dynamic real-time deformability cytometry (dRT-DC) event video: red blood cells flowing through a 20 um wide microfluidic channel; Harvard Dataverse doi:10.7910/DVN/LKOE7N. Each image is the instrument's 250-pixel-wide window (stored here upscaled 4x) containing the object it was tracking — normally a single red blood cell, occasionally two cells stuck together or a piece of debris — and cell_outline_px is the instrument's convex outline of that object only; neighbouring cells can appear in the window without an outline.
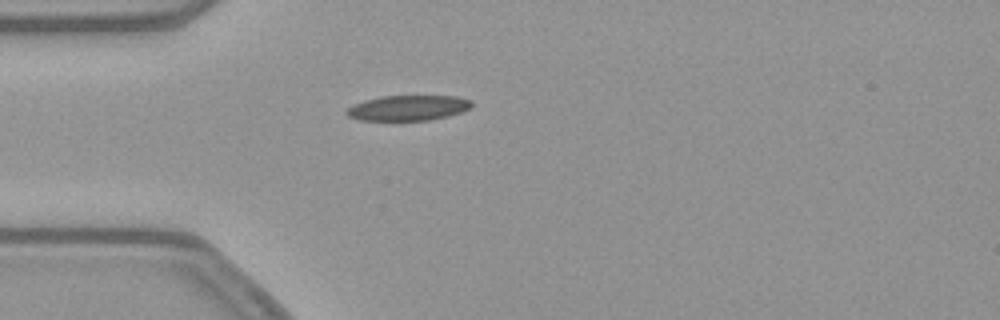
{"species": "common noctule bat (a hibernating species)", "species_latin": "Nyctalus noctula", "temperature_condition": "warm", "stored_images_in_passage": 42, "camera_frame_rate_fps": 3000, "um_per_image_px": 0.085, "animal": {"sex": "female", "body_mass_g": 21.9}, "frame": {"image": 1, "passage_image": 4, "time_ms": 1.0, "image_size_px": [1000, 320], "cell_outline_px": [[472, 108], [448, 116], [432, 120], [360, 120], [348, 116], [344, 112], [348, 108], [364, 100], [380, 96], [456, 96], [472, 100]], "centroid_in_image_um": [34.71, 9.17], "position_along_channel_um": 50.3, "area_um2": 18.44}}
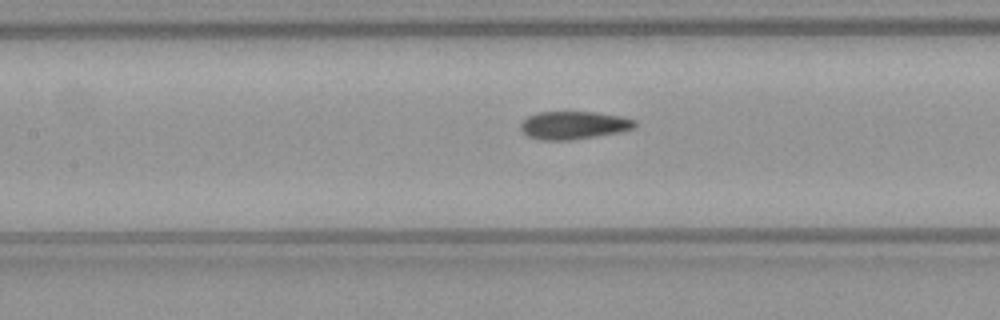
{"frame": {"image": 2, "passage_image": 13, "time_ms": 4.0, "image_size_px": [1000, 320], "cell_outline_px": [[636, 128], [620, 132], [596, 136], [568, 140], [540, 140], [528, 136], [520, 128], [520, 124], [528, 116], [536, 112], [596, 112], [620, 116], [636, 120]], "centroid_in_image_um": [48.78, 10.64], "position_along_channel_um": 158.6, "area_um2": 18.61}}
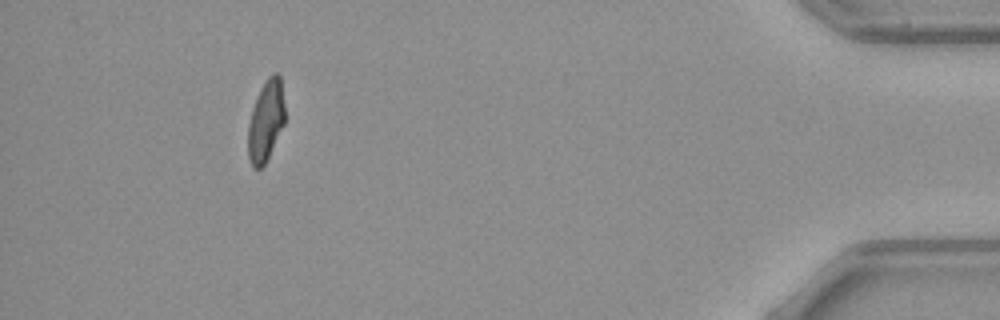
{"frame": {"image": 3, "passage_image": 38, "time_ms": 12.333, "image_size_px": [1000, 320], "cell_outline_px": [[284, 124], [264, 164], [260, 168], [252, 168], [248, 156], [248, 124], [252, 108], [260, 88], [268, 76], [272, 72], [280, 72], [284, 104]], "centroid_in_image_um": [22.59, 10.22], "position_along_channel_um": 412.6, "area_um2": 17.4}, "authors_computed_cell_mechanics": {"area_um2": 18.6983, "velocity_mm_per_s": 3.8725, "shape_relaxation_time_tau1_ms": null, "shape_relaxation_time_tau2_ms": 2.4979, "deformation_change_tau1": null, "deformation_change_tau2": 0.0777}}